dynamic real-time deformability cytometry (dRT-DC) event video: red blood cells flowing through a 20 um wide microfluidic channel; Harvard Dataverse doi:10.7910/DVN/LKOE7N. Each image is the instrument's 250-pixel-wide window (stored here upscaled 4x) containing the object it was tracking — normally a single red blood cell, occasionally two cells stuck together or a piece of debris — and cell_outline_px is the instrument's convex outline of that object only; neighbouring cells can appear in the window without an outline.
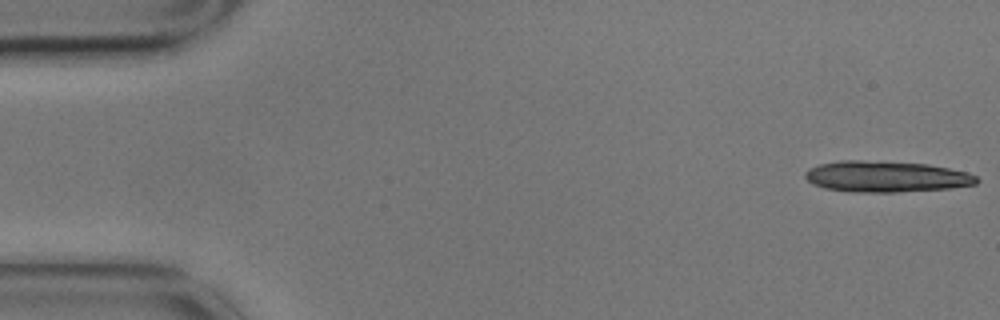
{"species": "common noctule bat (a hibernating species)", "species_latin": "Nyctalus noctula", "temperature_condition": "cold", "stored_images_in_passage": 15, "camera_frame_rate_fps": 3000, "um_per_image_px": 0.085, "animal": {"sex": "male", "body_mass_g": 17.9}, "frame": {"image": 1, "passage_image": 1, "time_ms": 0.0, "image_size_px": [1000, 320], "cell_outline_px": [[980, 180], [976, 184], [952, 188], [896, 192], [848, 192], [824, 188], [812, 184], [804, 176], [804, 172], [808, 168], [820, 164], [840, 160], [860, 160], [928, 164], [968, 172], [976, 176]], "centroid_in_image_um": [75.3, 15.01], "position_along_channel_um": 9.7, "area_um2": 31.27}}
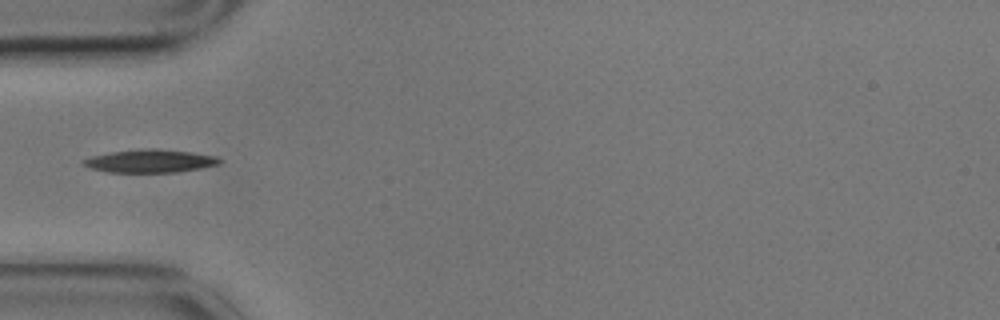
{"frame": {"image": 2, "passage_image": 5, "time_ms": 1.333, "image_size_px": [1000, 320], "cell_outline_px": [[220, 164], [200, 168], [176, 172], [108, 172], [92, 168], [84, 164], [80, 160], [92, 156], [112, 152], [148, 148], [156, 148], [188, 152], [216, 156], [220, 160]], "centroid_in_image_um": [12.75, 13.69], "position_along_channel_um": 72.2, "area_um2": 17.98}}